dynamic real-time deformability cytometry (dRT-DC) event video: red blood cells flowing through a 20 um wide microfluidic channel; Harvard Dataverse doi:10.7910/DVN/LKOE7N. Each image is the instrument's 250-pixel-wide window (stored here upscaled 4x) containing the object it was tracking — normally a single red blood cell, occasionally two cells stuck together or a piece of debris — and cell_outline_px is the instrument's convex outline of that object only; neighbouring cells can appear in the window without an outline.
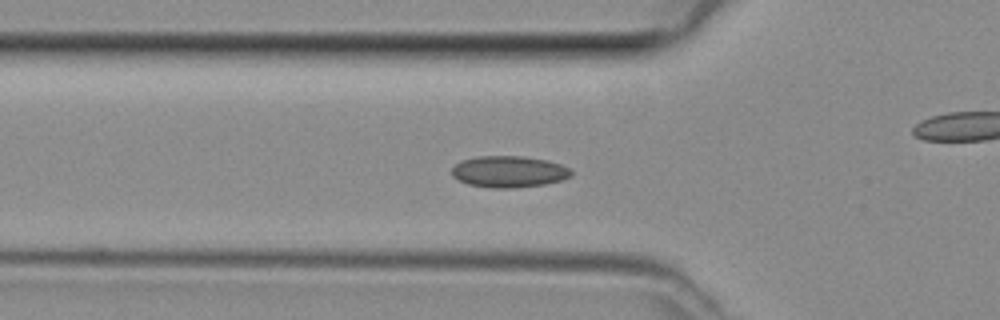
{"species": "common noctule bat (a hibernating species)", "species_latin": "Nyctalus noctula", "temperature_condition": "room temperature", "stored_images_in_passage": 48, "camera_frame_rate_fps": 3000, "um_per_image_px": 0.085, "animal": {"sex": "female", "body_mass_g": 29.2, "forearm_length_mm": 56.3}, "frame": {"image": 1, "passage_image": 16, "time_ms": 5.0, "image_size_px": [1000, 320], "cell_outline_px": [[572, 176], [560, 180], [544, 184], [512, 188], [492, 188], [468, 184], [452, 176], [452, 168], [460, 160], [480, 156], [524, 156], [548, 160], [560, 164], [568, 168], [572, 172]], "centroid_in_image_um": [43.25, 14.58], "position_along_channel_um": 82.6, "area_um2": 21.85}}
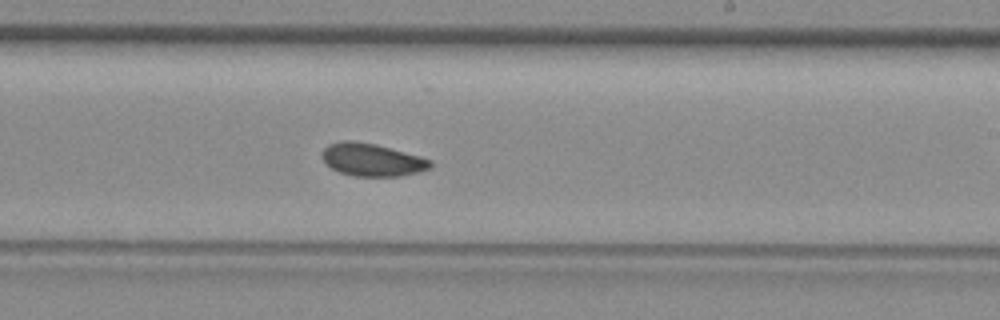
{"frame": {"image": 2, "passage_image": 28, "time_ms": 9.0, "image_size_px": [1000, 320], "cell_outline_px": [[432, 168], [420, 172], [400, 176], [352, 176], [340, 172], [332, 168], [324, 160], [324, 148], [328, 144], [344, 140], [348, 140], [376, 144], [420, 156], [432, 160]], "centroid_in_image_um": [31.68, 13.59], "position_along_channel_um": 257.3, "area_um2": 20.52}}
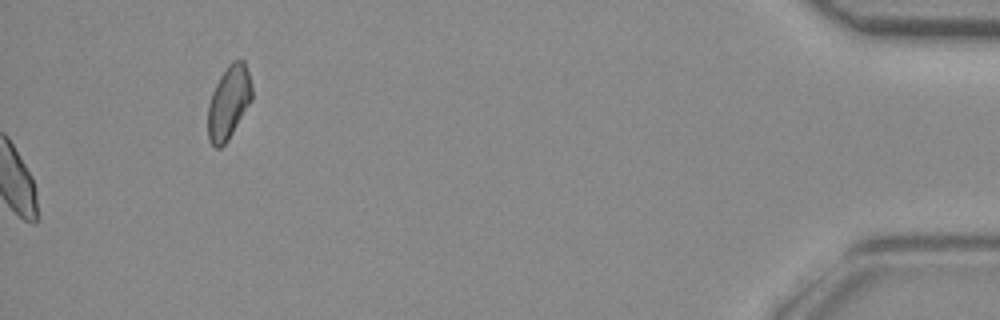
{"frame": {"image": 3, "passage_image": 48, "time_ms": 15.667, "image_size_px": [1000, 320], "cell_outline_px": [[252, 100], [228, 140], [220, 148], [216, 148], [208, 140], [208, 104], [212, 92], [220, 76], [228, 64], [232, 60], [244, 60], [252, 84]], "centroid_in_image_um": [19.44, 8.69], "position_along_channel_um": 415.8, "area_um2": 18.84}}